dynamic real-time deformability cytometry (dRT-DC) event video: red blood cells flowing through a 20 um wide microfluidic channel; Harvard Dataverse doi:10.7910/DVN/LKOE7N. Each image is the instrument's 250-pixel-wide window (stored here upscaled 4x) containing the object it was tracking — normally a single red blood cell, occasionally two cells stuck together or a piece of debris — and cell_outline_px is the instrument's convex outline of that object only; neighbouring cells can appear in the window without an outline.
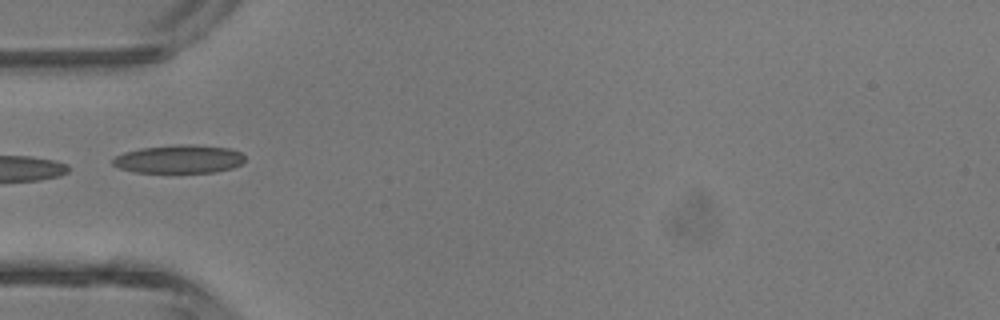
{"species": "common noctule bat (a hibernating species)", "species_latin": "Nyctalus noctula", "temperature_condition": "room temperature", "stored_images_in_passage": 6, "camera_frame_rate_fps": 3000, "um_per_image_px": 0.085, "animal": {"sex": "male", "body_mass_g": 13.3}, "frame": {"image": 1, "passage_image": 5, "time_ms": 4.667, "image_size_px": [1000, 320], "cell_outline_px": [[244, 160], [240, 164], [232, 168], [216, 172], [136, 172], [120, 168], [112, 164], [112, 160], [116, 156], [124, 152], [140, 148], [176, 144], [192, 144], [228, 148], [240, 152], [244, 156]], "centroid_in_image_um": [15.21, 13.51], "position_along_channel_um": 69.8, "area_um2": 21.73}}
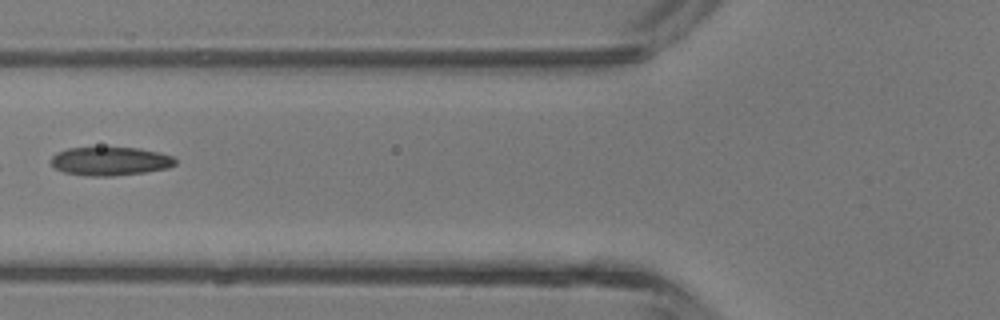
{"frame": {"image": 2, "passage_image": 6, "time_ms": 5.667, "image_size_px": [1000, 320], "cell_outline_px": [[176, 164], [168, 168], [144, 172], [112, 176], [88, 176], [64, 172], [56, 168], [48, 160], [56, 152], [68, 148], [140, 148], [160, 152], [172, 156], [176, 160]], "centroid_in_image_um": [9.36, 13.7], "position_along_channel_um": 116.4, "area_um2": 20.69}}